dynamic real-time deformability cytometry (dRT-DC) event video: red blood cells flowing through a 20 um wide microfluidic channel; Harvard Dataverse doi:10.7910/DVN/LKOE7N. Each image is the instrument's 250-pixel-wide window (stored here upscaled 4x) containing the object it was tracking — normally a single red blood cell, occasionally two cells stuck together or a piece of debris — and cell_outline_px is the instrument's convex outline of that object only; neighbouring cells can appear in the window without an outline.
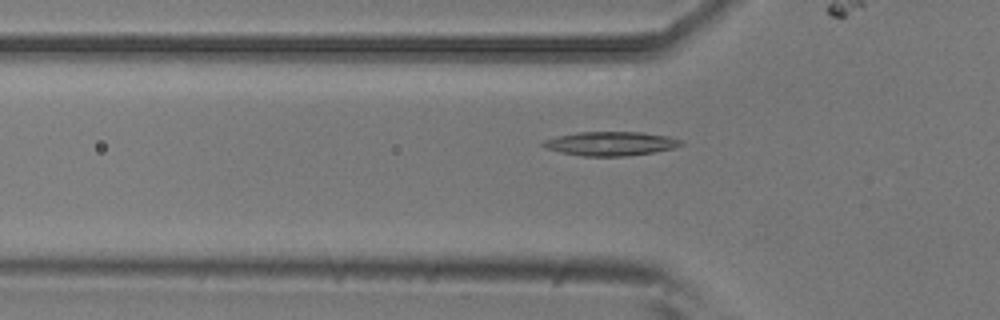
{"species": "common noctule bat (a hibernating species)", "species_latin": "Nyctalus noctula", "temperature_condition": "room temperature", "stored_images_in_passage": 45, "camera_frame_rate_fps": 3000, "um_per_image_px": 0.085, "animal": {"sex": "male", "body_mass_g": 20.5, "forearm_length_mm": 52.5}, "frame": {"image": 1, "passage_image": 11, "time_ms": 3.333, "image_size_px": [1000, 320], "cell_outline_px": [[684, 144], [672, 148], [656, 152], [624, 156], [584, 156], [560, 152], [544, 148], [540, 144], [544, 140], [556, 136], [580, 132], [640, 132], [668, 136], [680, 140]], "centroid_in_image_um": [51.87, 12.21], "position_along_channel_um": 73.9, "area_um2": 19.25}}
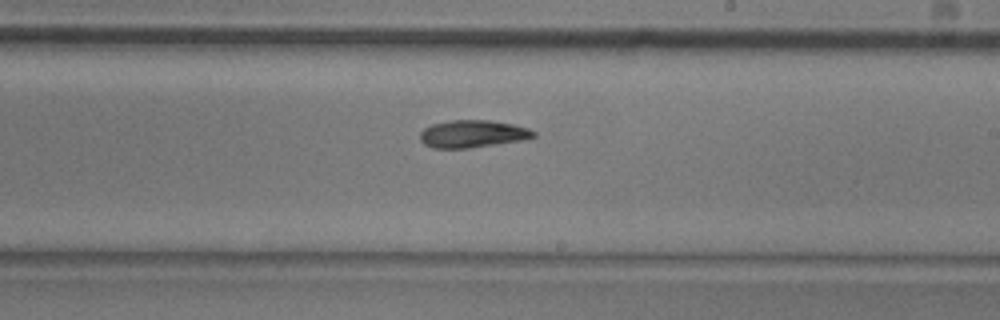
{"frame": {"image": 2, "passage_image": 25, "time_ms": 8.0, "image_size_px": [1000, 320], "cell_outline_px": [[536, 136], [524, 140], [468, 148], [432, 148], [424, 144], [420, 140], [420, 132], [424, 128], [432, 124], [452, 120], [488, 120], [512, 124], [528, 128], [536, 132]], "centroid_in_image_um": [40.17, 11.38], "position_along_channel_um": 248.8, "area_um2": 18.15}}
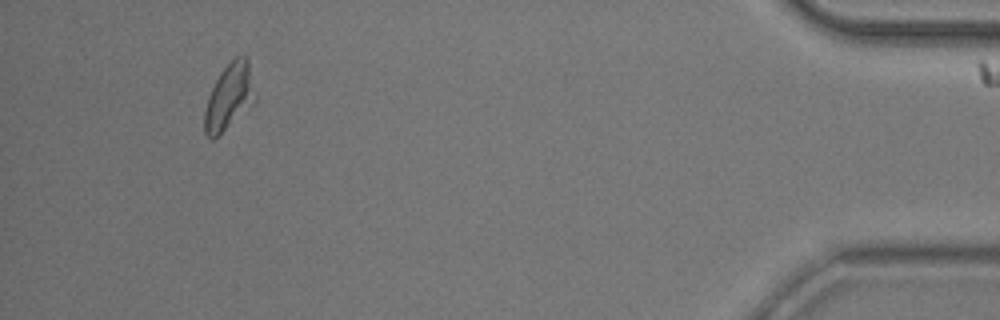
{"frame": {"image": 3, "passage_image": 44, "time_ms": 14.333, "image_size_px": [1000, 320], "cell_outline_px": [[256, 100], [252, 108], [220, 136], [212, 140], [204, 132], [204, 112], [208, 96], [220, 72], [236, 56], [248, 56], [256, 96]], "centroid_in_image_um": [19.51, 8.28], "position_along_channel_um": 415.7, "area_um2": 20.11}}